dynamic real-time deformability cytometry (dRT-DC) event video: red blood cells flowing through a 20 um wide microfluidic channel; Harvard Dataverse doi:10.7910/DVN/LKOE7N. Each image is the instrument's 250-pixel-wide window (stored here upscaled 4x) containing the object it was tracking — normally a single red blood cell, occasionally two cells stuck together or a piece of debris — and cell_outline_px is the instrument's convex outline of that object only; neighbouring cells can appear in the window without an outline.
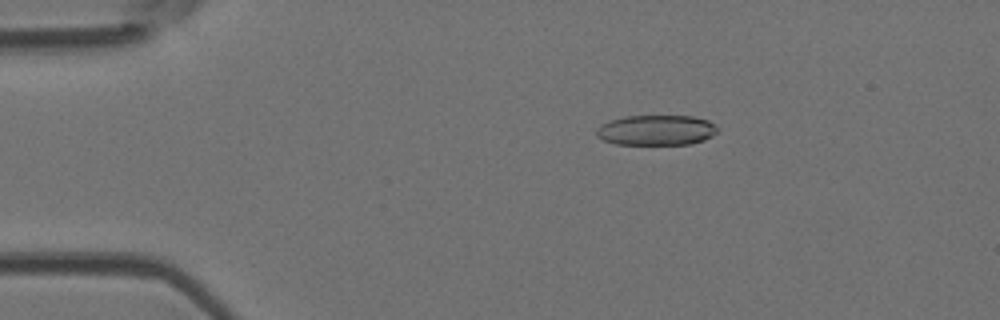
{"species": "Egyptian fruit bat (a non-hibernating species)", "species_latin": "Rousettus aegyptiacus", "temperature_condition": "room temperature", "stored_images_in_passage": 49, "camera_frame_rate_fps": 3000, "um_per_image_px": 0.085, "animal": {"sex": "female"}, "frame": {"image": 1, "passage_image": 9, "time_ms": 2.667, "image_size_px": [1000, 320], "cell_outline_px": [[716, 132], [712, 136], [704, 140], [692, 144], [616, 144], [604, 140], [596, 136], [596, 128], [600, 124], [608, 120], [624, 116], [692, 116], [708, 120], [716, 124]], "centroid_in_image_um": [55.76, 11.06], "position_along_channel_um": 29.2, "area_um2": 21.5}}
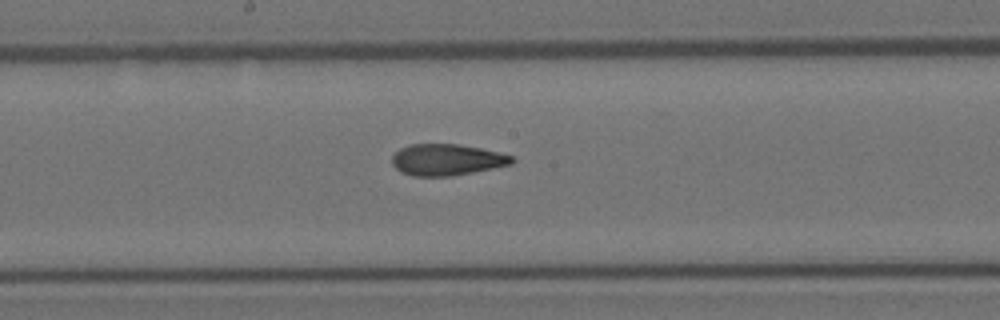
{"frame": {"image": 2, "passage_image": 26, "time_ms": 8.333, "image_size_px": [1000, 320], "cell_outline_px": [[516, 160], [512, 164], [472, 172], [448, 176], [412, 176], [400, 172], [392, 164], [392, 156], [400, 148], [412, 144], [460, 144], [480, 148], [512, 156]], "centroid_in_image_um": [37.95, 13.58], "position_along_channel_um": 210.3, "area_um2": 21.79}}
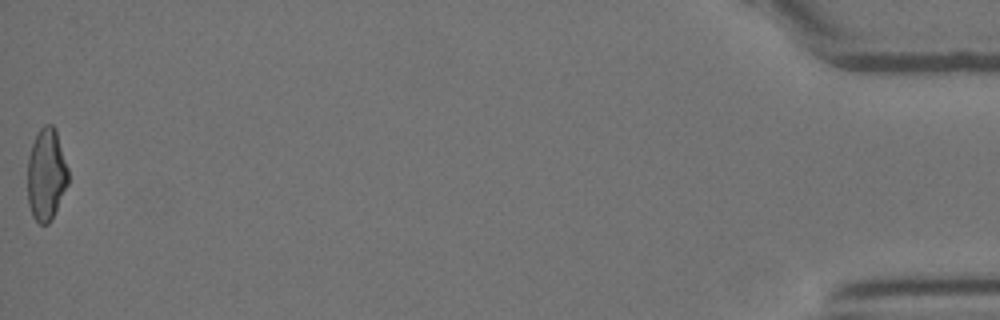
{"frame": {"image": 3, "passage_image": 49, "time_ms": 16.0, "image_size_px": [1000, 320], "cell_outline_px": [[68, 184], [48, 224], [40, 224], [32, 216], [28, 204], [28, 156], [32, 144], [40, 128], [44, 124], [52, 124], [56, 128], [68, 168]], "centroid_in_image_um": [3.93, 14.8], "position_along_channel_um": 431.3, "area_um2": 21.73}, "authors_computed_cell_mechanics": {"area_um2": 22.4264, "velocity_mm_per_s": 4.1678, "shape_relaxation_time_tau1_ms": 8.4682, "shape_relaxation_time_tau2_ms": 2.3639, "deformation_change_tau1": 0.2185, "deformation_change_tau2": 0.1043}}